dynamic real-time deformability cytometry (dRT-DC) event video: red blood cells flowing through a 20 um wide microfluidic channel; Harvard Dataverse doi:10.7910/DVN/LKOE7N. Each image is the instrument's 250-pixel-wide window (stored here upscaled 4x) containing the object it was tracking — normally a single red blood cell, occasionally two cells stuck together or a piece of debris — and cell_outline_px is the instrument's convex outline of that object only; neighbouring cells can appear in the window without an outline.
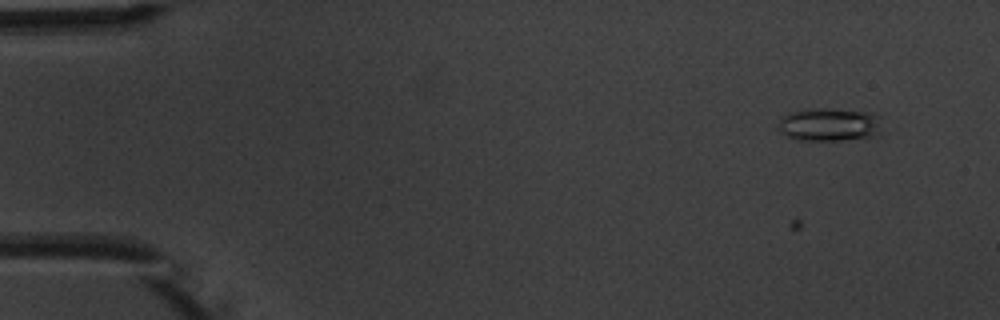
{"species": "common noctule bat (a hibernating species)", "species_latin": "Nyctalus noctula", "temperature_condition": "warm", "stored_images_in_passage": 8, "camera_frame_rate_fps": 3000, "um_per_image_px": 0.085, "animal": {"sex": "male", "body_mass_g": 20.1, "forearm_length_mm": 53.5}, "frame": {"image": 1, "passage_image": 2, "time_ms": 2.0, "image_size_px": [1000, 320], "cell_outline_px": [[880, 132], [872, 136], [840, 140], [796, 140], [780, 132], [780, 120], [788, 112], [804, 108], [828, 108], [880, 112]], "centroid_in_image_um": [70.53, 10.55], "position_along_channel_um": 14.5, "area_um2": 20.4}}